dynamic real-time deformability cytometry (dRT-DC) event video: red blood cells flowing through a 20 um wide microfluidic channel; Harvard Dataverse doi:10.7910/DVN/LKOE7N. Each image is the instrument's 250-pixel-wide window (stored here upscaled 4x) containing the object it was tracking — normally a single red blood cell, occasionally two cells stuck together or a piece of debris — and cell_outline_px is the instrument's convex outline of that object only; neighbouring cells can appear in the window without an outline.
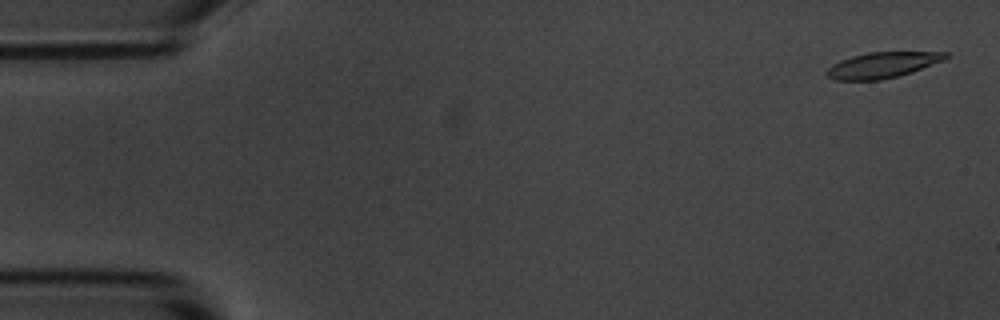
{"species": "common noctule bat (a hibernating species)", "species_latin": "Nyctalus noctula", "temperature_condition": "room temperature", "stored_images_in_passage": 6, "camera_frame_rate_fps": 3000, "um_per_image_px": 0.085, "animal": {"sex": "male", "body_mass_g": 20.1, "forearm_length_mm": 53.5}, "frame": {"image": 1, "passage_image": 1, "time_ms": 0.0, "image_size_px": [1000, 320], "cell_outline_px": [[948, 56], [944, 60], [912, 72], [900, 76], [880, 80], [832, 80], [824, 72], [832, 64], [840, 60], [852, 56], [868, 52], [948, 52]], "centroid_in_image_um": [74.98, 5.53], "position_along_channel_um": 10.0, "area_um2": 17.92}}